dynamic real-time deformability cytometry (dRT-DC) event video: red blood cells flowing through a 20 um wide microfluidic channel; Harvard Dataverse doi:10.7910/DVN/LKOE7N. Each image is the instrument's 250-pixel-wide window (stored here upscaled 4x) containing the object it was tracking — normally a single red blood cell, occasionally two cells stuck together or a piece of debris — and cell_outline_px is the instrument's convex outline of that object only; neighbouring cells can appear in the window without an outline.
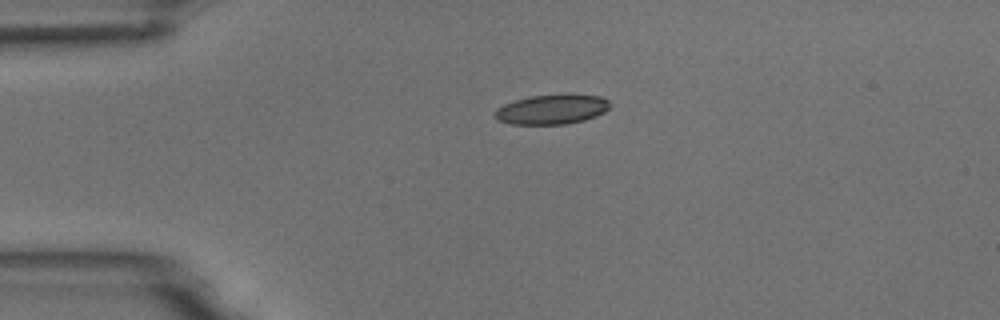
{"species": "common noctule bat (a hibernating species)", "species_latin": "Nyctalus noctula", "temperature_condition": "room temperature", "stored_images_in_passage": 2, "camera_frame_rate_fps": 3000, "um_per_image_px": 0.085, "animal": {"sex": "male", "body_mass_g": 18.8}, "frame": {"image": 1, "passage_image": 1, "time_ms": 0.0, "image_size_px": [1000, 320], "cell_outline_px": [[608, 108], [604, 112], [596, 116], [584, 120], [564, 124], [512, 124], [496, 120], [496, 108], [504, 104], [516, 100], [532, 96], [600, 96], [608, 100]], "centroid_in_image_um": [46.87, 9.33], "position_along_channel_um": 38.1, "area_um2": 19.19}}